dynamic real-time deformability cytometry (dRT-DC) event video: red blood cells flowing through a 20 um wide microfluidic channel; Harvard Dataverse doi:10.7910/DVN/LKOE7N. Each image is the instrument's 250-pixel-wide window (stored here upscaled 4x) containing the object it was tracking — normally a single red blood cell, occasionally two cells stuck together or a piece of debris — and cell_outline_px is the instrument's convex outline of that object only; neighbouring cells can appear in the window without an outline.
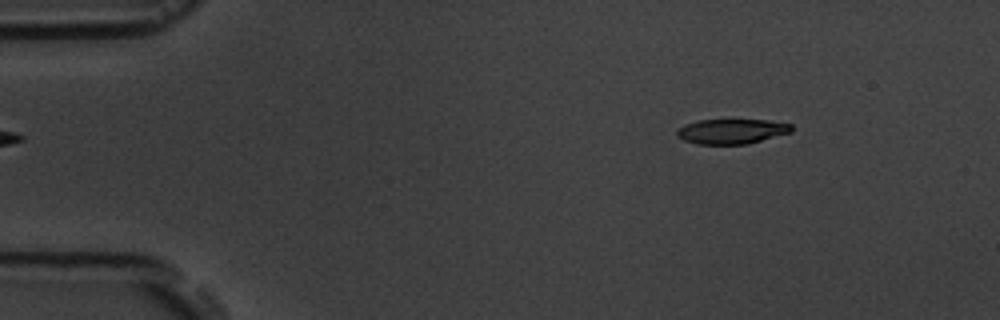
{"species": "common noctule bat (a hibernating species)", "species_latin": "Nyctalus noctula", "temperature_condition": "room temperature", "stored_images_in_passage": 7, "camera_frame_rate_fps": 3000, "um_per_image_px": 0.085, "animal": {"sex": "male", "body_mass_g": 19.5, "forearm_length_mm": 54.6}, "frame": {"image": 1, "passage_image": 2, "time_ms": 1.333, "image_size_px": [1000, 320], "cell_outline_px": [[792, 132], [748, 144], [696, 144], [684, 140], [676, 136], [676, 132], [684, 124], [696, 120], [768, 120], [792, 124]], "centroid_in_image_um": [62.19, 11.16], "position_along_channel_um": 22.8, "area_um2": 16.7}}
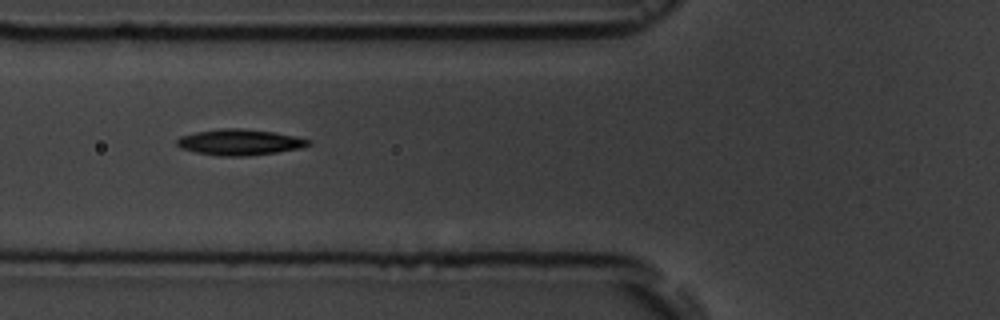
{"frame": {"image": 2, "passage_image": 6, "time_ms": 5.667, "image_size_px": [1000, 320], "cell_outline_px": [[312, 144], [300, 148], [276, 152], [248, 156], [220, 156], [196, 152], [180, 148], [176, 144], [176, 140], [180, 136], [196, 132], [220, 128], [240, 128], [276, 132], [296, 136], [312, 140]], "centroid_in_image_um": [20.39, 12.08], "position_along_channel_um": 105.4, "area_um2": 20.0}}
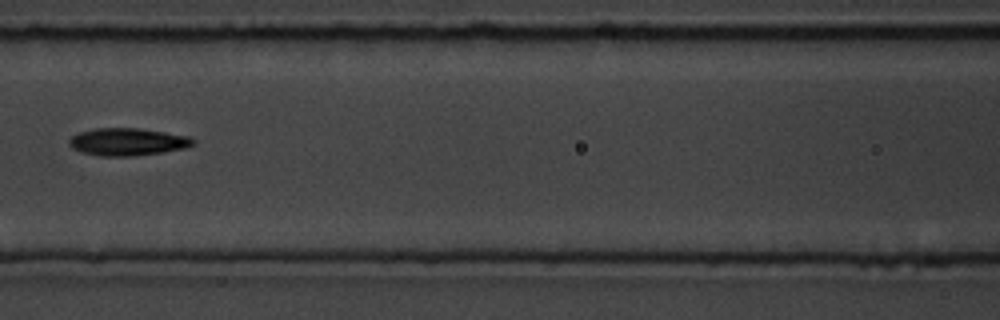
{"frame": {"image": 3, "passage_image": 7, "time_ms": 7.0, "image_size_px": [1000, 320], "cell_outline_px": [[196, 144], [184, 148], [160, 152], [132, 156], [100, 156], [84, 152], [72, 148], [68, 144], [68, 140], [72, 136], [80, 132], [96, 128], [140, 128], [188, 136], [196, 140]], "centroid_in_image_um": [10.85, 12.05], "position_along_channel_um": 155.8, "area_um2": 19.71}}